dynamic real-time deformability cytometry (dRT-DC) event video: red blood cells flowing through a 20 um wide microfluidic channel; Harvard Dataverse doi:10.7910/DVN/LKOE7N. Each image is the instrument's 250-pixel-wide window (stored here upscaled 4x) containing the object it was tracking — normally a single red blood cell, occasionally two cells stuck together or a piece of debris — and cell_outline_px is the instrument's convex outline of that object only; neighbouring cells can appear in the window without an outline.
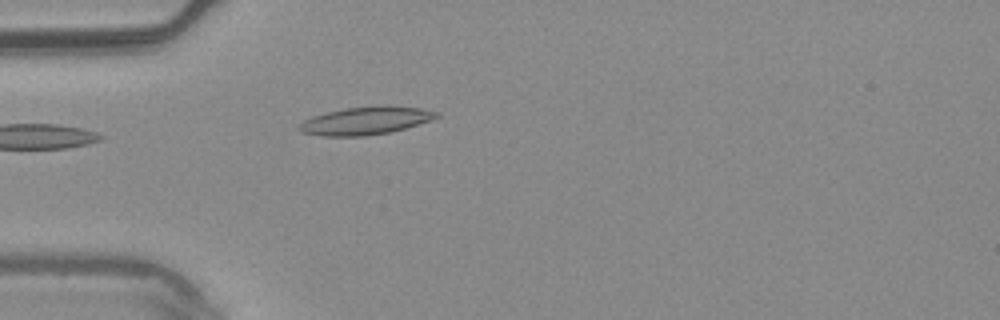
{"species": "common noctule bat (a hibernating species)", "species_latin": "Nyctalus noctula", "temperature_condition": "warm", "stored_images_in_passage": 5, "camera_frame_rate_fps": 3000, "um_per_image_px": 0.085, "animal": {"sex": "male", "body_mass_g": 20.4}, "frame": {"image": 1, "passage_image": 5, "time_ms": 1.333, "image_size_px": [1000, 320], "cell_outline_px": [[440, 116], [432, 120], [392, 132], [364, 136], [320, 136], [300, 132], [296, 128], [304, 120], [312, 116], [344, 108], [380, 104], [388, 104], [420, 108], [440, 112]], "centroid_in_image_um": [31.11, 10.24], "position_along_channel_um": 53.9, "area_um2": 22.83}}